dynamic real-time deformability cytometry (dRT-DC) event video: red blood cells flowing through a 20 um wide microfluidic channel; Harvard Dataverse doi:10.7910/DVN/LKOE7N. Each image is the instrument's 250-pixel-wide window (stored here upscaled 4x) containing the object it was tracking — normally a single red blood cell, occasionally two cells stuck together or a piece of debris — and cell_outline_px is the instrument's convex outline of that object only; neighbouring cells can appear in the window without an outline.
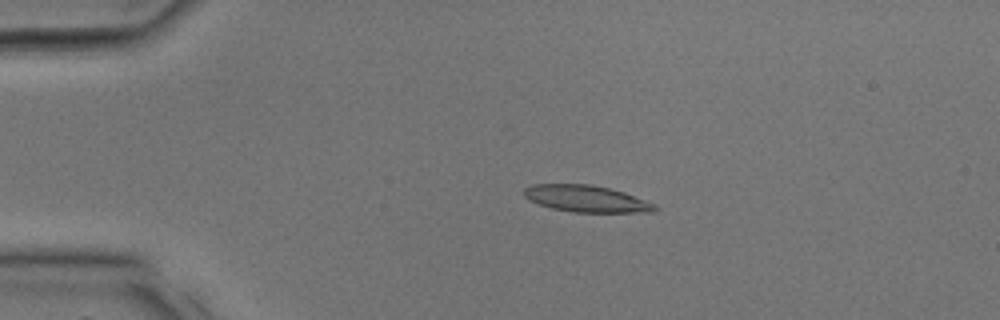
{"species": "common noctule bat (a hibernating species)", "species_latin": "Nyctalus noctula", "temperature_condition": "room temperature", "stored_images_in_passage": 16, "camera_frame_rate_fps": 3000, "um_per_image_px": 0.085, "animal": {"sex": "male", "body_mass_g": 17.9, "forearm_length_mm": 54.2}, "frame": {"image": 1, "passage_image": 7, "time_ms": 2.0, "image_size_px": [1000, 320], "cell_outline_px": [[660, 208], [656, 212], [572, 212], [552, 208], [528, 200], [524, 196], [524, 188], [532, 184], [592, 184], [624, 192], [656, 204]], "centroid_in_image_um": [49.87, 16.89], "position_along_channel_um": 35.1, "area_um2": 20.46}}
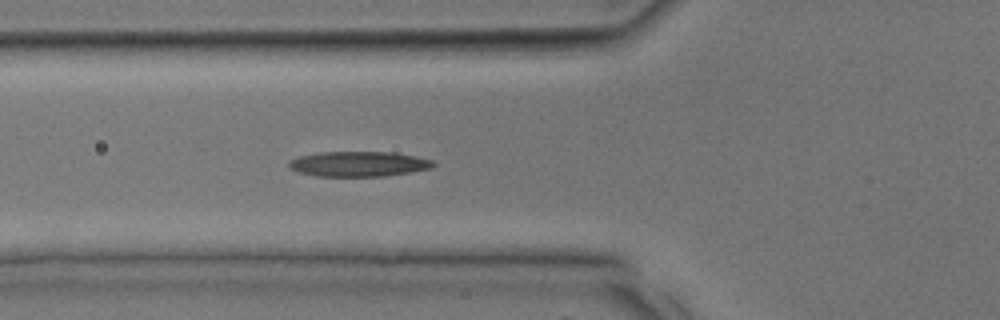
{"frame": {"image": 2, "passage_image": 12, "time_ms": 3.667, "image_size_px": [1000, 320], "cell_outline_px": [[436, 164], [428, 168], [412, 172], [384, 176], [316, 176], [300, 172], [288, 168], [288, 160], [300, 156], [320, 152], [392, 152], [416, 156], [432, 160]], "centroid_in_image_um": [30.46, 13.93], "position_along_channel_um": 95.3, "area_um2": 21.1}}